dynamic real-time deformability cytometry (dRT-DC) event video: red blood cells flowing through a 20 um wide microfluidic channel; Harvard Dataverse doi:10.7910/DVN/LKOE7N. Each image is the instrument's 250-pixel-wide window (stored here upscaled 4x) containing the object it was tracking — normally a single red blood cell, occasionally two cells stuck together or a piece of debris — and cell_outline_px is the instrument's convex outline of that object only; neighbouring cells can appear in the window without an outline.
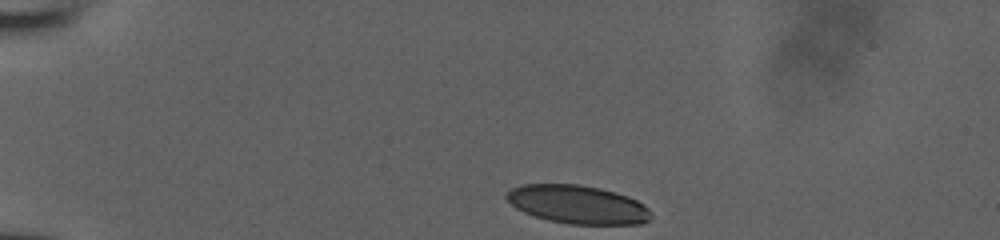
{"species": "human", "species_latin": "Homo sapiens", "temperature_condition": "room temperature", "stored_images_in_passage": 34, "camera_frame_rate_fps": 3000, "um_per_image_px": 0.085, "donor": {"sex": "male"}, "frame": {"image": 1, "passage_image": 1, "time_ms": 0.0, "image_size_px": [1000, 240], "cell_outline_px": [[652, 216], [648, 220], [640, 224], [568, 224], [548, 220], [524, 212], [516, 208], [504, 196], [512, 188], [520, 184], [580, 184], [600, 188], [616, 192], [628, 196], [644, 204], [652, 212]], "centroid_in_image_um": [49.12, 17.37], "position_along_channel_um": 35.9, "area_um2": 32.43}}
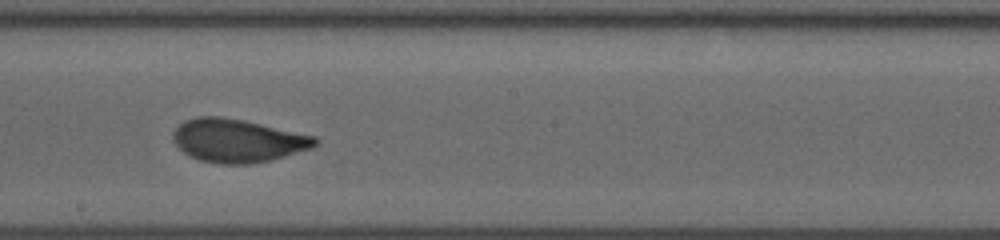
{"frame": {"image": 2, "passage_image": 20, "time_ms": 6.333, "image_size_px": [1000, 240], "cell_outline_px": [[320, 140], [312, 148], [284, 156], [252, 164], [220, 164], [200, 160], [188, 156], [176, 144], [172, 136], [172, 132], [184, 120], [196, 116], [220, 116], [244, 120], [316, 136]], "centroid_in_image_um": [20.19, 11.94], "position_along_channel_um": 228.0, "area_um2": 35.84}}
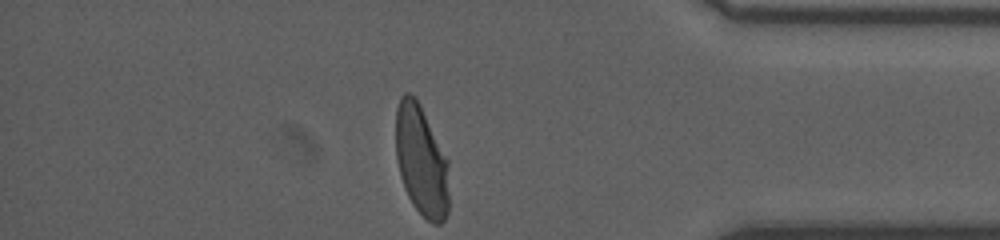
{"frame": {"image": 3, "passage_image": 34, "time_ms": 11.0, "image_size_px": [1000, 240], "cell_outline_px": [[448, 212], [444, 220], [440, 224], [432, 224], [412, 204], [404, 188], [400, 176], [396, 160], [396, 108], [400, 96], [404, 92], [408, 92], [416, 96], [448, 160]], "centroid_in_image_um": [35.8, 13.64], "position_along_channel_um": 399.4, "area_um2": 34.62}}